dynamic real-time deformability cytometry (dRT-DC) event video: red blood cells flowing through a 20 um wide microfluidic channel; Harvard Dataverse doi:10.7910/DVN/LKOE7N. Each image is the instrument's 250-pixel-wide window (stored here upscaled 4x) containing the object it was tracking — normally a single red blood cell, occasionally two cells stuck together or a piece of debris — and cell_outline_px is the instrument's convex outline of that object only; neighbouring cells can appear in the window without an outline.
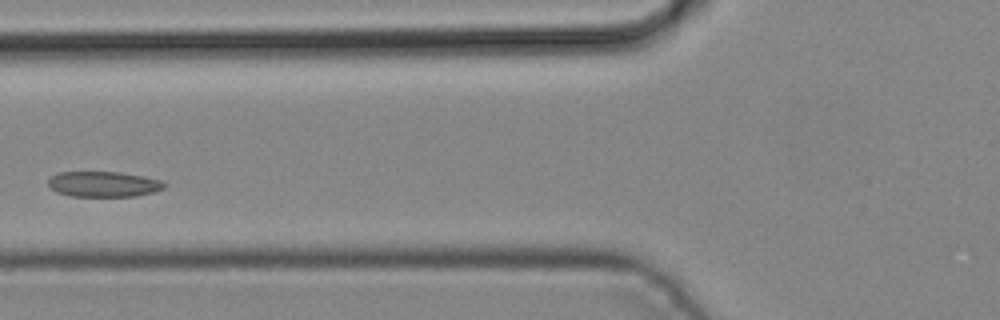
{"species": "common noctule bat (a hibernating species)", "species_latin": "Nyctalus noctula", "temperature_condition": "cold", "stored_images_in_passage": 2, "camera_frame_rate_fps": 3000, "um_per_image_px": 0.085, "animal": {"sex": "male", "body_mass_g": 19.2, "forearm_length_mm": 51.8}, "frame": {"image": 1, "passage_image": 2, "time_ms": 0.333, "image_size_px": [1000, 320], "cell_outline_px": [[168, 184], [164, 188], [156, 192], [136, 196], [72, 196], [56, 192], [48, 188], [48, 180], [52, 176], [60, 172], [120, 172], [144, 176], [164, 180]], "centroid_in_image_um": [8.85, 15.65], "position_along_channel_um": 116.9, "area_um2": 17.51}}